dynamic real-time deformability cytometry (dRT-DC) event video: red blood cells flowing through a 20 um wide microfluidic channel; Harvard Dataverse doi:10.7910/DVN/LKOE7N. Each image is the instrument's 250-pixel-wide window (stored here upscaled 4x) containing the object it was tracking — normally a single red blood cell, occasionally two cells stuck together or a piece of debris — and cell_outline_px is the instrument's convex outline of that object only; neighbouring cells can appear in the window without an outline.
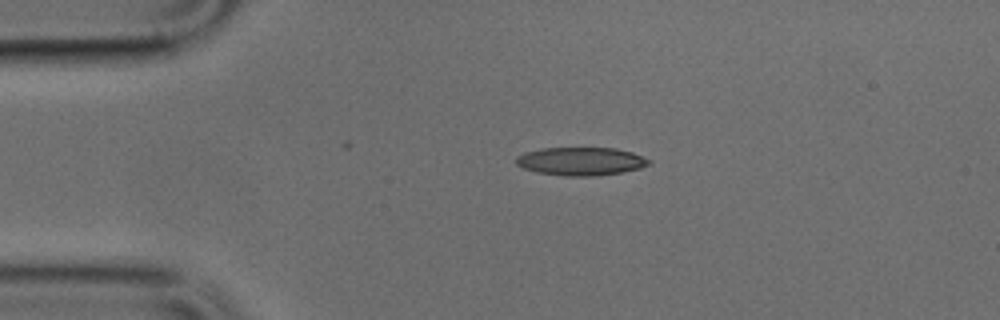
{"species": "common noctule bat (a hibernating species)", "species_latin": "Nyctalus noctula", "temperature_condition": "cold", "stored_images_in_passage": 40, "camera_frame_rate_fps": 3000, "um_per_image_px": 0.085, "animal": {"sex": "male", "body_mass_g": 17.9, "forearm_length_mm": 54.2}, "frame": {"image": 1, "passage_image": 1, "time_ms": 0.0, "image_size_px": [1000, 320], "cell_outline_px": [[652, 164], [640, 168], [620, 172], [596, 176], [564, 176], [536, 172], [524, 168], [516, 164], [516, 156], [524, 152], [544, 148], [616, 148], [632, 152], [652, 160]], "centroid_in_image_um": [49.39, 13.71], "position_along_channel_um": 35.6, "area_um2": 21.91}}
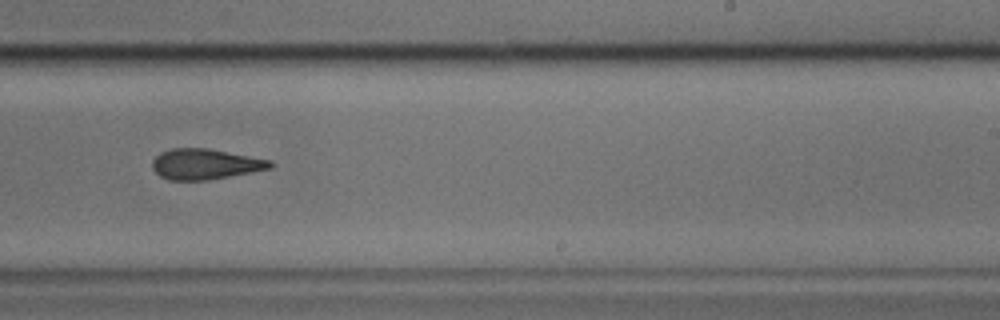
{"frame": {"image": 2, "passage_image": 21, "time_ms": 6.667, "image_size_px": [1000, 320], "cell_outline_px": [[276, 164], [272, 168], [252, 172], [208, 180], [168, 180], [160, 176], [152, 168], [152, 160], [160, 152], [172, 148], [208, 148], [272, 160]], "centroid_in_image_um": [17.46, 13.95], "position_along_channel_um": 271.5, "area_um2": 21.15}}
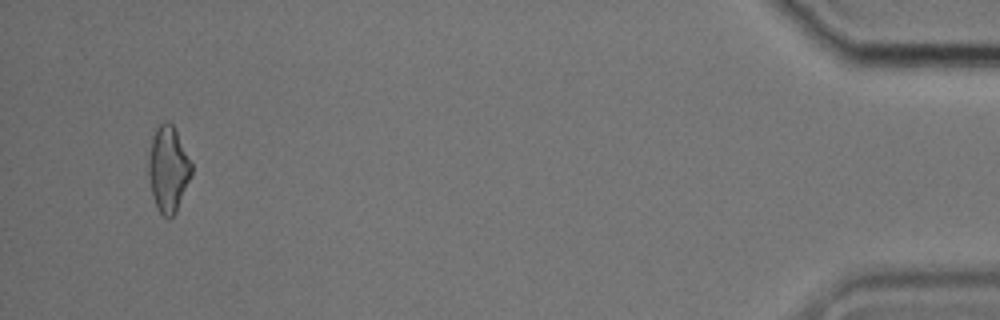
{"frame": {"image": 3, "passage_image": 38, "time_ms": 12.333, "image_size_px": [1000, 320], "cell_outline_px": [[192, 172], [176, 212], [168, 220], [156, 208], [152, 196], [148, 172], [148, 160], [152, 136], [156, 128], [160, 124], [168, 120], [172, 124], [192, 164]], "centroid_in_image_um": [14.27, 14.39], "position_along_channel_um": 420.9, "area_um2": 21.27}}